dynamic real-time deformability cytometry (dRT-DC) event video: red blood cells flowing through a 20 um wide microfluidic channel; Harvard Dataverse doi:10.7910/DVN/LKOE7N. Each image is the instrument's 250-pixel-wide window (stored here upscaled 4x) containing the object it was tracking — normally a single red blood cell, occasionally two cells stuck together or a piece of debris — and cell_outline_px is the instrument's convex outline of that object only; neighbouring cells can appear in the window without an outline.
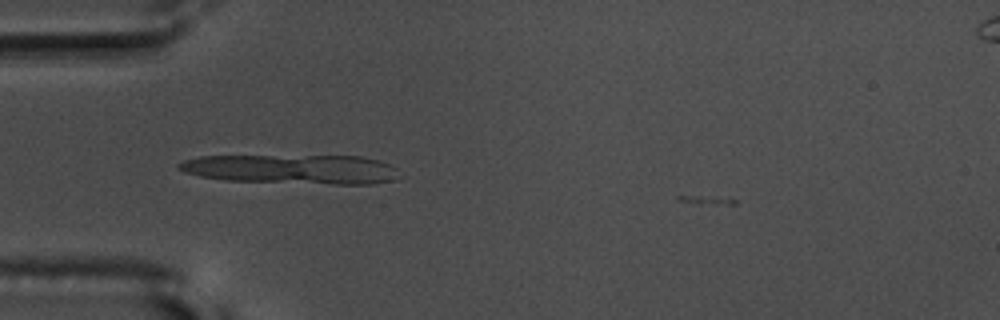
{"species": "common noctule bat (a hibernating species)", "species_latin": "Nyctalus noctula", "temperature_condition": "warm", "stored_images_in_passage": 15, "camera_frame_rate_fps": 3000, "um_per_image_px": 0.085, "animal": {"sex": "male", "body_mass_g": 17.5, "forearm_length_mm": 52.3}, "frame": {"image": 1, "passage_image": 4, "time_ms": 1.0, "image_size_px": [1000, 320], "cell_outline_px": [[396, 180], [372, 184], [332, 184], [224, 180], [200, 176], [184, 172], [176, 168], [176, 164], [184, 160], [200, 156], [360, 156], [380, 160], [396, 168]], "centroid_in_image_um": [24.8, 14.38], "position_along_channel_um": 60.2, "area_um2": 37.8}}